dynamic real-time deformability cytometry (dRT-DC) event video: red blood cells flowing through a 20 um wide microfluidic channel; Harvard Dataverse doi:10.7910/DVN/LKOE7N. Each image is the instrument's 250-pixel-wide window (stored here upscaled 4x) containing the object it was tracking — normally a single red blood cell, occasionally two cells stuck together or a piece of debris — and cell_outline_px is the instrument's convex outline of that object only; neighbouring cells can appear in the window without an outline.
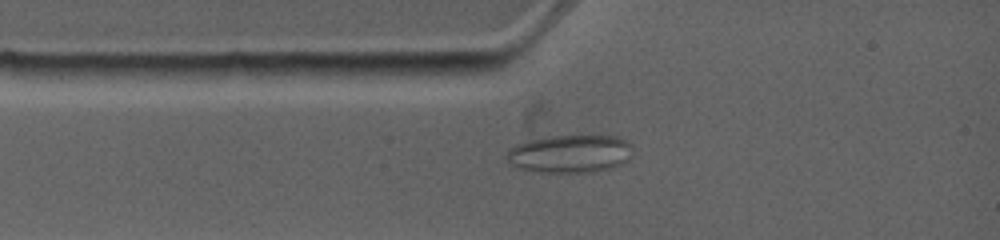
{"species": "common noctule bat (a hibernating species)", "species_latin": "Nyctalus noctula", "temperature_condition": "warm", "stored_images_in_passage": 6, "camera_frame_rate_fps": 4500, "um_per_image_px": 0.085, "animal": {"sex": "female", "body_mass_g": 19.0, "forearm_length_mm": 53.3}, "frame": {"image": 1, "passage_image": 3, "time_ms": 1.778, "image_size_px": [1000, 240], "cell_outline_px": [[632, 156], [628, 160], [612, 168], [588, 172], [540, 172], [520, 168], [512, 164], [504, 156], [508, 148], [516, 144], [528, 140], [548, 136], [620, 136], [628, 140], [632, 144]], "centroid_in_image_um": [48.47, 13.05], "position_along_channel_um": 36.5, "area_um2": 28.15}}
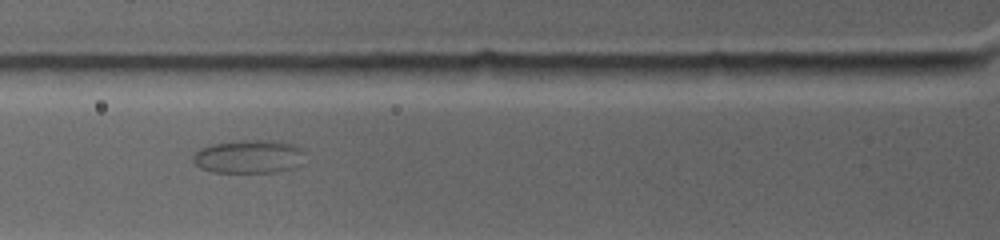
{"frame": {"image": 2, "passage_image": 5, "time_ms": 3.778, "image_size_px": [1000, 240], "cell_outline_px": [[304, 164], [292, 168], [276, 172], [212, 172], [200, 168], [192, 160], [192, 156], [200, 148], [212, 144], [240, 140], [272, 140], [296, 144], [304, 152]], "centroid_in_image_um": [21.19, 13.31], "position_along_channel_um": 104.6, "area_um2": 22.08}}